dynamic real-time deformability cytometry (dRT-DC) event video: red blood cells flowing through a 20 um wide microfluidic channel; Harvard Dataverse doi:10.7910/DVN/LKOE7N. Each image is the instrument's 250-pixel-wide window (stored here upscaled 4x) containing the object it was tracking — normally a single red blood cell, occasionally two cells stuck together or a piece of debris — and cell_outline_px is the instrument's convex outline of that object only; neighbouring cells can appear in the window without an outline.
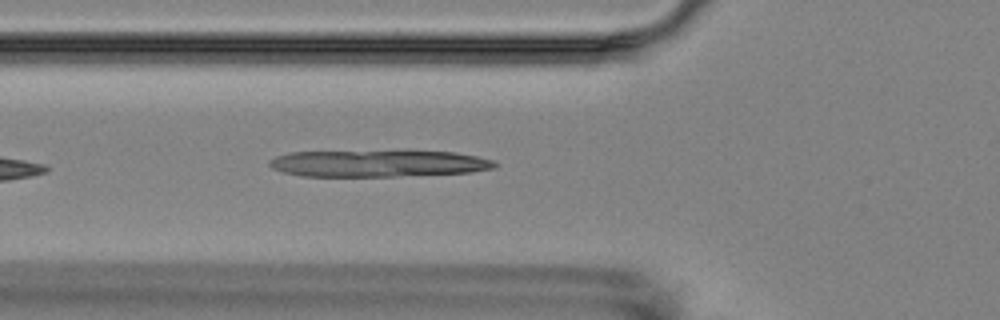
{"species": "Egyptian fruit bat (a non-hibernating species)", "species_latin": "Rousettus aegyptiacus", "temperature_condition": "room temperature", "stored_images_in_passage": 6, "camera_frame_rate_fps": 3000, "um_per_image_px": 0.085, "animal": {"sex": "female"}, "frame": {"image": 1, "passage_image": 6, "time_ms": 5.667, "image_size_px": [1000, 320], "cell_outline_px": [[500, 164], [496, 168], [472, 172], [396, 176], [300, 176], [284, 172], [272, 168], [268, 164], [268, 160], [276, 156], [288, 152], [456, 152], [476, 156], [492, 160]], "centroid_in_image_um": [32.15, 13.91], "position_along_channel_um": 93.6, "area_um2": 34.68}}